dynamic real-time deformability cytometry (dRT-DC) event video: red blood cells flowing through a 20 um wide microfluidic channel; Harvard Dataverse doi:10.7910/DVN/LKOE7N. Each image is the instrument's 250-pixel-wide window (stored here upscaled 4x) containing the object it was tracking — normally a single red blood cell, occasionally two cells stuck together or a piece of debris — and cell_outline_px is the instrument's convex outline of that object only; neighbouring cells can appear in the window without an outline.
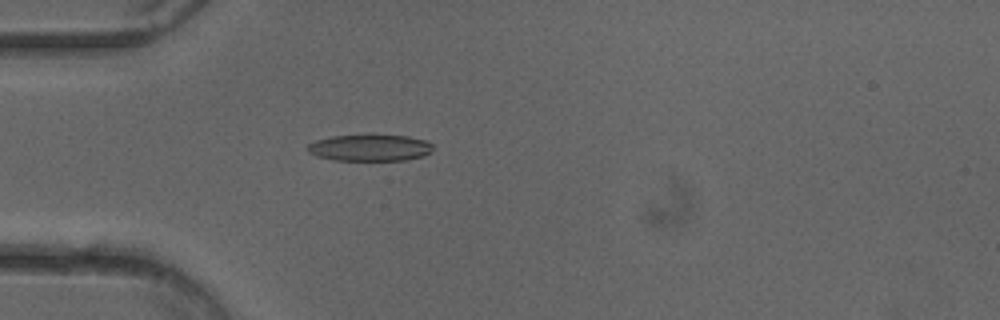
{"species": "common noctule bat (a hibernating species)", "species_latin": "Nyctalus noctula", "temperature_condition": "cold", "stored_images_in_passage": 51, "camera_frame_rate_fps": 3000, "um_per_image_px": 0.085, "animal": {"sex": "female"}, "frame": {"image": 1, "passage_image": 15, "time_ms": 4.667, "image_size_px": [1000, 320], "cell_outline_px": [[432, 152], [424, 156], [408, 160], [332, 160], [316, 156], [308, 152], [304, 148], [308, 144], [316, 140], [332, 136], [368, 132], [372, 132], [408, 136], [428, 140], [432, 144]], "centroid_in_image_um": [31.45, 12.51], "position_along_channel_um": 53.6, "area_um2": 20.58}}
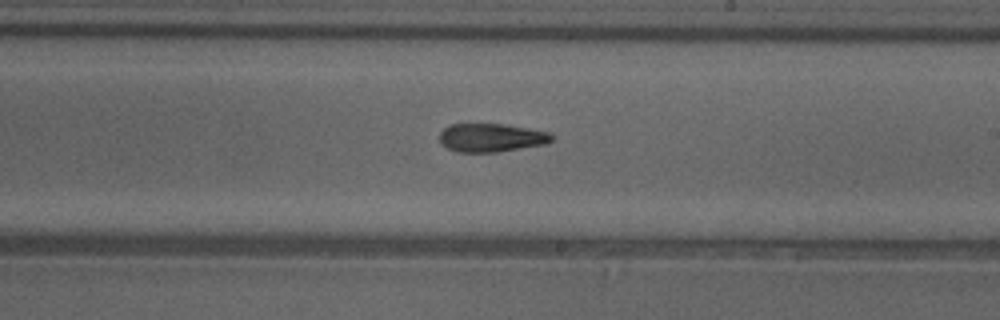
{"frame": {"image": 2, "passage_image": 30, "time_ms": 9.667, "image_size_px": [1000, 320], "cell_outline_px": [[552, 140], [544, 144], [496, 152], [460, 152], [448, 148], [440, 144], [440, 132], [448, 124], [504, 124], [548, 132], [552, 136]], "centroid_in_image_um": [41.7, 11.7], "position_along_channel_um": 247.3, "area_um2": 18.38}}
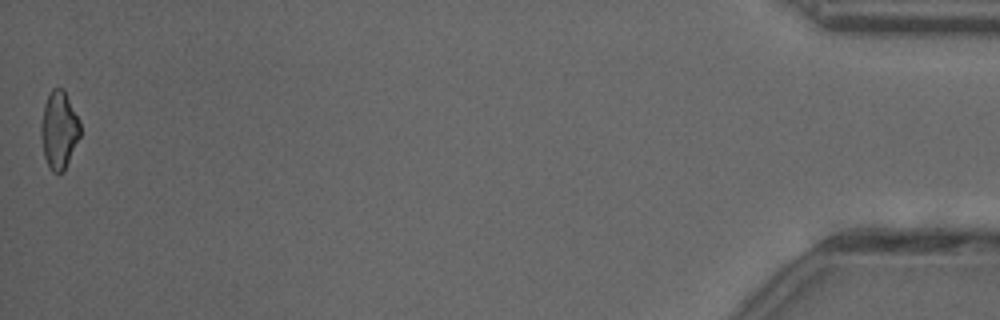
{"frame": {"image": 3, "passage_image": 51, "time_ms": 16.667, "image_size_px": [1000, 320], "cell_outline_px": [[80, 136], [64, 172], [52, 172], [48, 168], [44, 156], [40, 136], [40, 124], [44, 104], [52, 88], [64, 88], [80, 120]], "centroid_in_image_um": [5.01, 11.05], "position_along_channel_um": 430.2, "area_um2": 18.03}, "authors_computed_cell_mechanics": {"area_um2": 19.3052, "velocity_mm_per_s": 4.038, "shape_relaxation_time_tau1_ms": 10.8391, "shape_relaxation_time_tau2_ms": 4.9726, "deformation_change_tau1": 0.2283, "deformation_change_tau2": 0.1502}}